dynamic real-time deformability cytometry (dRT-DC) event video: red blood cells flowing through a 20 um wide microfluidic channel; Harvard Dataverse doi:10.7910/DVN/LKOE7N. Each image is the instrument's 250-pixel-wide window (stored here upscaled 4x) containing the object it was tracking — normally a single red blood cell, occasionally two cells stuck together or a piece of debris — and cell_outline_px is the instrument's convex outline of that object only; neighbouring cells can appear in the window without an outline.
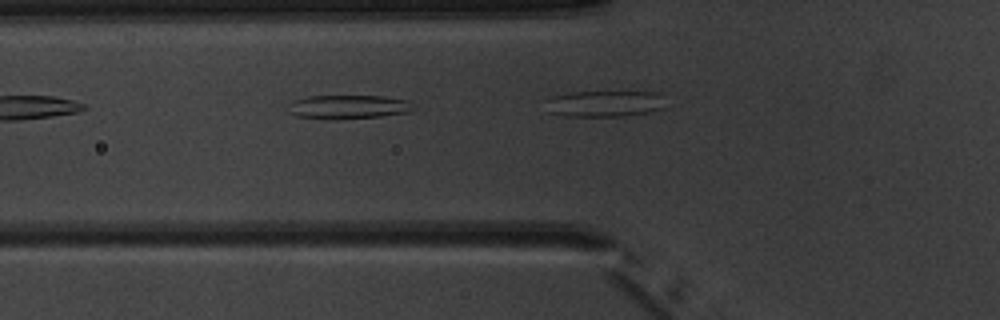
{"species": "common noctule bat (a hibernating species)", "species_latin": "Nyctalus noctula", "temperature_condition": "warm", "stored_images_in_passage": 2, "camera_frame_rate_fps": 3000, "um_per_image_px": 0.085, "animal": {"sex": "male", "body_mass_g": 20.1, "forearm_length_mm": 53.5}, "frame": {"image": 1, "passage_image": 2, "time_ms": 1.333, "image_size_px": [1000, 320], "cell_outline_px": [[408, 112], [380, 116], [296, 116], [288, 112], [288, 104], [292, 100], [308, 96], [380, 96], [408, 100]], "centroid_in_image_um": [29.51, 9.02], "position_along_channel_um": 96.3, "area_um2": 16.01}}